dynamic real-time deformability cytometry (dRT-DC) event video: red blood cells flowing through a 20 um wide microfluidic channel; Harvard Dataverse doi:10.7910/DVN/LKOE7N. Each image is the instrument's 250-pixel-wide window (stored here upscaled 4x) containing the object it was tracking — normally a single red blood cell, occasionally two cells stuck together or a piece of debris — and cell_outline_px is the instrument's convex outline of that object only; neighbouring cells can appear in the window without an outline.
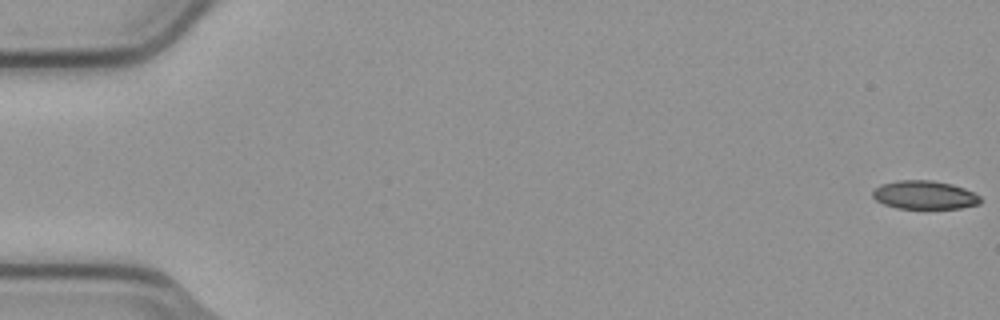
{"species": "common noctule bat (a hibernating species)", "species_latin": "Nyctalus noctula", "temperature_condition": "cold", "stored_images_in_passage": 4, "camera_frame_rate_fps": 3000, "um_per_image_px": 0.085, "animal": {"sex": "male", "body_mass_g": 23.1, "forearm_length_mm": 52.7}, "frame": {"image": 1, "passage_image": 1, "time_ms": 0.0, "image_size_px": [1000, 320], "cell_outline_px": [[980, 204], [960, 208], [896, 208], [884, 204], [876, 200], [872, 196], [872, 192], [880, 184], [896, 180], [932, 180], [952, 184], [964, 188], [980, 196]], "centroid_in_image_um": [78.56, 16.56], "position_along_channel_um": 6.4, "area_um2": 17.86}}